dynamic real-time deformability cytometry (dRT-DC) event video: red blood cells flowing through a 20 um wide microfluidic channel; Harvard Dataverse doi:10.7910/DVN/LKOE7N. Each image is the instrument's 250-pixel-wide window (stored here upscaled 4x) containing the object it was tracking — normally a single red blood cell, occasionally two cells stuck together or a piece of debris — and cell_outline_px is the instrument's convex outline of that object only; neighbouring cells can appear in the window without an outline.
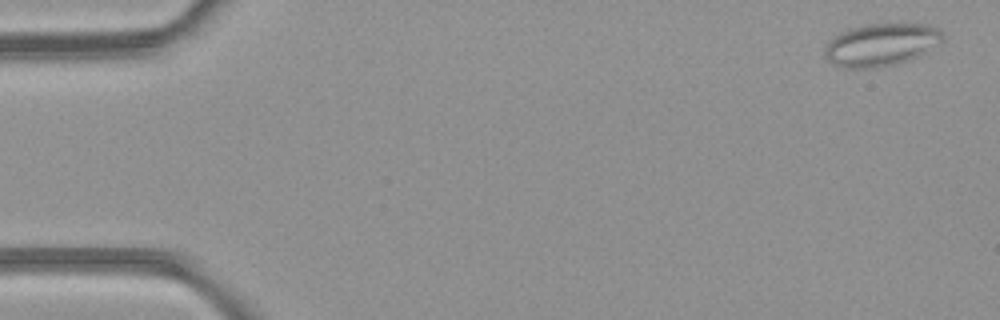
{"species": "common noctule bat (a hibernating species)", "species_latin": "Nyctalus noctula", "temperature_condition": "room temperature", "stored_images_in_passage": 4, "camera_frame_rate_fps": 3000, "um_per_image_px": 0.085, "animal": {"sex": "female", "body_mass_g": 21.9}, "frame": {"image": 1, "passage_image": 1, "time_ms": 0.0, "image_size_px": [1000, 320], "cell_outline_px": [[944, 36], [940, 40], [916, 56], [908, 60], [876, 68], [844, 68], [832, 64], [824, 56], [824, 52], [828, 40], [848, 28], [868, 24], [924, 24], [936, 28]], "centroid_in_image_um": [74.78, 3.8], "position_along_channel_um": 10.2, "area_um2": 28.67}}